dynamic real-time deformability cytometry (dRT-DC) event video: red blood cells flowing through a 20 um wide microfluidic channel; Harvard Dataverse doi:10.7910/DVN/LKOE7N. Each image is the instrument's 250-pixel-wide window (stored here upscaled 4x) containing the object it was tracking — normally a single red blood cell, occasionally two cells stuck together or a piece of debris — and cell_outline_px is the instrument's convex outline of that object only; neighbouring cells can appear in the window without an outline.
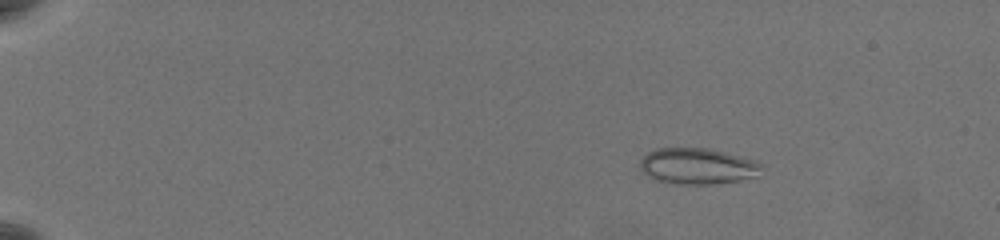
{"species": "common noctule bat (a hibernating species)", "species_latin": "Nyctalus noctula", "temperature_condition": "warm", "stored_images_in_passage": 50, "camera_frame_rate_fps": 3000, "um_per_image_px": 0.085, "animal": {"sex": "female", "body_mass_g": 19.5, "forearm_length_mm": 54.1}, "frame": {"image": 1, "passage_image": 1, "time_ms": 0.0, "image_size_px": [1000, 240], "cell_outline_px": [[760, 164], [756, 176], [736, 180], [712, 184], [676, 184], [656, 180], [648, 176], [640, 168], [640, 160], [648, 152], [656, 148], [708, 148], [736, 156]], "centroid_in_image_um": [59.16, 14.12], "position_along_channel_um": 25.8, "area_um2": 24.8}}
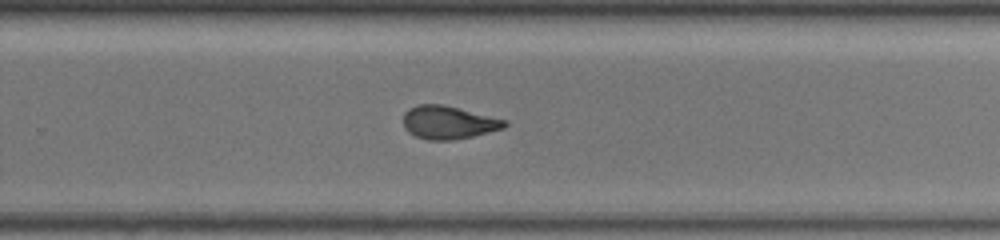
{"frame": {"image": 2, "passage_image": 33, "time_ms": 10.667, "image_size_px": [1000, 240], "cell_outline_px": [[508, 124], [504, 128], [472, 136], [452, 140], [428, 140], [416, 136], [408, 132], [404, 128], [404, 112], [408, 108], [416, 104], [444, 104], [508, 120]], "centroid_in_image_um": [38.11, 10.39], "position_along_channel_um": 291.7, "area_um2": 19.71}}
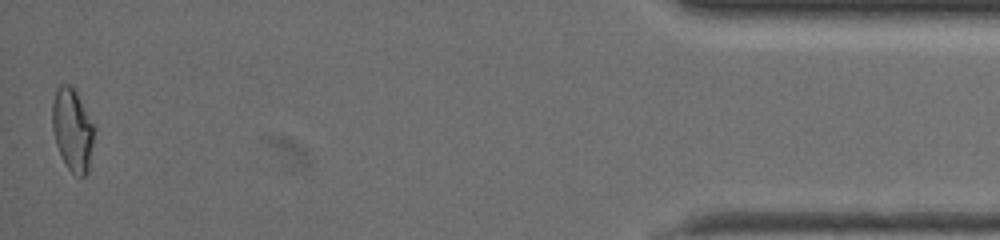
{"frame": {"image": 3, "passage_image": 50, "time_ms": 16.333, "image_size_px": [1000, 240], "cell_outline_px": [[96, 128], [88, 172], [84, 176], [76, 176], [68, 168], [56, 144], [52, 128], [52, 104], [56, 88], [60, 84], [68, 84], [76, 88]], "centroid_in_image_um": [6.18, 10.98], "position_along_channel_um": 429.0, "area_um2": 20.58}, "authors_computed_cell_mechanics": {"area_um2": 19.941, "velocity_mm_per_s": 3.6982, "shape_relaxation_time_tau1_ms": null, "shape_relaxation_time_tau2_ms": 1.5997, "deformation_change_tau1": null, "deformation_change_tau2": 0.071}}